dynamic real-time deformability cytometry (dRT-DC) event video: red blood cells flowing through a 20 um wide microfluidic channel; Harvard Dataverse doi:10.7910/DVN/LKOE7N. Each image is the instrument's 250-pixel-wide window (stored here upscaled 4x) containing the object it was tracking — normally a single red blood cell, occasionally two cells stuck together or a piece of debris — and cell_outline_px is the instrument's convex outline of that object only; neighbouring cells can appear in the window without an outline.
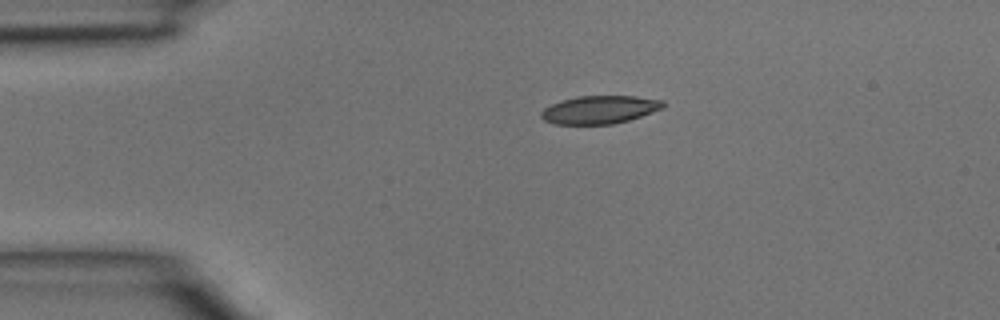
{"species": "common noctule bat (a hibernating species)", "species_latin": "Nyctalus noctula", "temperature_condition": "room temperature", "stored_images_in_passage": 2, "camera_frame_rate_fps": 3000, "um_per_image_px": 0.085, "animal": {"sex": "male", "body_mass_g": 15.6}, "frame": {"image": 1, "passage_image": 2, "time_ms": 0.333, "image_size_px": [1000, 320], "cell_outline_px": [[664, 108], [628, 120], [612, 124], [552, 124], [544, 120], [540, 116], [540, 112], [544, 108], [552, 104], [576, 96], [636, 96], [664, 100]], "centroid_in_image_um": [50.96, 9.32], "position_along_channel_um": 34.0, "area_um2": 19.88}}